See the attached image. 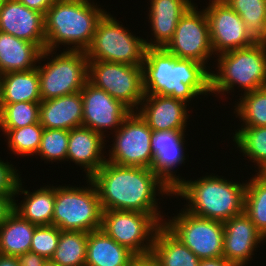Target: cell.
I'll return each mask as SVG.
<instances>
[{
    "instance_id": "obj_1",
    "label": "cell",
    "mask_w": 266,
    "mask_h": 266,
    "mask_svg": "<svg viewBox=\"0 0 266 266\" xmlns=\"http://www.w3.org/2000/svg\"><path fill=\"white\" fill-rule=\"evenodd\" d=\"M90 180L103 211H137L151 214L161 225L164 223L157 203L160 198L156 196L172 197L173 191L150 168L119 166L106 161Z\"/></svg>"
},
{
    "instance_id": "obj_2",
    "label": "cell",
    "mask_w": 266,
    "mask_h": 266,
    "mask_svg": "<svg viewBox=\"0 0 266 266\" xmlns=\"http://www.w3.org/2000/svg\"><path fill=\"white\" fill-rule=\"evenodd\" d=\"M142 70L145 95L169 96L186 104L198 95H210L208 68L164 48H146Z\"/></svg>"
},
{
    "instance_id": "obj_3",
    "label": "cell",
    "mask_w": 266,
    "mask_h": 266,
    "mask_svg": "<svg viewBox=\"0 0 266 266\" xmlns=\"http://www.w3.org/2000/svg\"><path fill=\"white\" fill-rule=\"evenodd\" d=\"M99 6L91 0L53 1L44 15L45 49L57 52L62 44L68 45L65 51L85 52L92 43L98 21L107 12Z\"/></svg>"
},
{
    "instance_id": "obj_4",
    "label": "cell",
    "mask_w": 266,
    "mask_h": 266,
    "mask_svg": "<svg viewBox=\"0 0 266 266\" xmlns=\"http://www.w3.org/2000/svg\"><path fill=\"white\" fill-rule=\"evenodd\" d=\"M219 175H206L197 180H185L174 189L173 196L187 201L189 213L224 222L244 212L246 182L233 181Z\"/></svg>"
},
{
    "instance_id": "obj_5",
    "label": "cell",
    "mask_w": 266,
    "mask_h": 266,
    "mask_svg": "<svg viewBox=\"0 0 266 266\" xmlns=\"http://www.w3.org/2000/svg\"><path fill=\"white\" fill-rule=\"evenodd\" d=\"M217 57L218 72L210 71V95L234 93L237 85L244 94L266 86L264 43L256 42L250 47L228 51Z\"/></svg>"
},
{
    "instance_id": "obj_6",
    "label": "cell",
    "mask_w": 266,
    "mask_h": 266,
    "mask_svg": "<svg viewBox=\"0 0 266 266\" xmlns=\"http://www.w3.org/2000/svg\"><path fill=\"white\" fill-rule=\"evenodd\" d=\"M85 180L88 187L55 186L52 225L61 231L89 233L101 229L103 210L98 193L90 178Z\"/></svg>"
},
{
    "instance_id": "obj_7",
    "label": "cell",
    "mask_w": 266,
    "mask_h": 266,
    "mask_svg": "<svg viewBox=\"0 0 266 266\" xmlns=\"http://www.w3.org/2000/svg\"><path fill=\"white\" fill-rule=\"evenodd\" d=\"M54 52L45 49L39 58L37 69L42 100L79 92L88 82L89 60L84 51L64 50L59 55ZM43 59H50V61L47 60L46 64H41L40 60L44 61Z\"/></svg>"
},
{
    "instance_id": "obj_8",
    "label": "cell",
    "mask_w": 266,
    "mask_h": 266,
    "mask_svg": "<svg viewBox=\"0 0 266 266\" xmlns=\"http://www.w3.org/2000/svg\"><path fill=\"white\" fill-rule=\"evenodd\" d=\"M120 23L109 12L102 16L92 43L85 51L88 60L142 66L147 48L144 39Z\"/></svg>"
},
{
    "instance_id": "obj_9",
    "label": "cell",
    "mask_w": 266,
    "mask_h": 266,
    "mask_svg": "<svg viewBox=\"0 0 266 266\" xmlns=\"http://www.w3.org/2000/svg\"><path fill=\"white\" fill-rule=\"evenodd\" d=\"M88 81L136 112L145 93L142 66L89 60Z\"/></svg>"
},
{
    "instance_id": "obj_10",
    "label": "cell",
    "mask_w": 266,
    "mask_h": 266,
    "mask_svg": "<svg viewBox=\"0 0 266 266\" xmlns=\"http://www.w3.org/2000/svg\"><path fill=\"white\" fill-rule=\"evenodd\" d=\"M163 225L200 260L223 257V222L201 218L181 209Z\"/></svg>"
},
{
    "instance_id": "obj_11",
    "label": "cell",
    "mask_w": 266,
    "mask_h": 266,
    "mask_svg": "<svg viewBox=\"0 0 266 266\" xmlns=\"http://www.w3.org/2000/svg\"><path fill=\"white\" fill-rule=\"evenodd\" d=\"M161 224L151 215L137 211L106 210L101 229L136 256L150 255L154 236Z\"/></svg>"
},
{
    "instance_id": "obj_12",
    "label": "cell",
    "mask_w": 266,
    "mask_h": 266,
    "mask_svg": "<svg viewBox=\"0 0 266 266\" xmlns=\"http://www.w3.org/2000/svg\"><path fill=\"white\" fill-rule=\"evenodd\" d=\"M197 7L194 3L179 19L172 40L164 49L177 58L194 60L211 70L207 62L215 54L208 20L204 8L198 11Z\"/></svg>"
},
{
    "instance_id": "obj_13",
    "label": "cell",
    "mask_w": 266,
    "mask_h": 266,
    "mask_svg": "<svg viewBox=\"0 0 266 266\" xmlns=\"http://www.w3.org/2000/svg\"><path fill=\"white\" fill-rule=\"evenodd\" d=\"M113 146L106 161L131 167L150 168L153 162L151 150L152 130L137 112H131L114 132Z\"/></svg>"
},
{
    "instance_id": "obj_14",
    "label": "cell",
    "mask_w": 266,
    "mask_h": 266,
    "mask_svg": "<svg viewBox=\"0 0 266 266\" xmlns=\"http://www.w3.org/2000/svg\"><path fill=\"white\" fill-rule=\"evenodd\" d=\"M205 7L211 44L216 56L254 45L257 41L247 31L240 16L223 0H209ZM219 53V54H218Z\"/></svg>"
},
{
    "instance_id": "obj_15",
    "label": "cell",
    "mask_w": 266,
    "mask_h": 266,
    "mask_svg": "<svg viewBox=\"0 0 266 266\" xmlns=\"http://www.w3.org/2000/svg\"><path fill=\"white\" fill-rule=\"evenodd\" d=\"M83 101L82 126L101 134L115 132L123 120L132 112L122 102L111 97L105 90L99 89L89 81L81 90ZM108 129V130H107Z\"/></svg>"
},
{
    "instance_id": "obj_16",
    "label": "cell",
    "mask_w": 266,
    "mask_h": 266,
    "mask_svg": "<svg viewBox=\"0 0 266 266\" xmlns=\"http://www.w3.org/2000/svg\"><path fill=\"white\" fill-rule=\"evenodd\" d=\"M185 132V130L152 131L150 139L153 153L151 170L172 191L183 181L175 172L177 166L186 162Z\"/></svg>"
},
{
    "instance_id": "obj_17",
    "label": "cell",
    "mask_w": 266,
    "mask_h": 266,
    "mask_svg": "<svg viewBox=\"0 0 266 266\" xmlns=\"http://www.w3.org/2000/svg\"><path fill=\"white\" fill-rule=\"evenodd\" d=\"M223 226V257L237 266H246L254 250L266 242L265 237L245 212L225 220Z\"/></svg>"
},
{
    "instance_id": "obj_18",
    "label": "cell",
    "mask_w": 266,
    "mask_h": 266,
    "mask_svg": "<svg viewBox=\"0 0 266 266\" xmlns=\"http://www.w3.org/2000/svg\"><path fill=\"white\" fill-rule=\"evenodd\" d=\"M0 31L45 50L44 14L24 6L19 0H5L0 13Z\"/></svg>"
},
{
    "instance_id": "obj_19",
    "label": "cell",
    "mask_w": 266,
    "mask_h": 266,
    "mask_svg": "<svg viewBox=\"0 0 266 266\" xmlns=\"http://www.w3.org/2000/svg\"><path fill=\"white\" fill-rule=\"evenodd\" d=\"M189 104L169 96L145 95L136 111L152 131L186 130Z\"/></svg>"
},
{
    "instance_id": "obj_20",
    "label": "cell",
    "mask_w": 266,
    "mask_h": 266,
    "mask_svg": "<svg viewBox=\"0 0 266 266\" xmlns=\"http://www.w3.org/2000/svg\"><path fill=\"white\" fill-rule=\"evenodd\" d=\"M105 138L84 126L69 130L67 161L70 160L77 166H81L86 173V178H90L106 162L105 153H103L106 145Z\"/></svg>"
},
{
    "instance_id": "obj_21",
    "label": "cell",
    "mask_w": 266,
    "mask_h": 266,
    "mask_svg": "<svg viewBox=\"0 0 266 266\" xmlns=\"http://www.w3.org/2000/svg\"><path fill=\"white\" fill-rule=\"evenodd\" d=\"M151 1V2H150ZM149 25L153 39H145L147 48H165L172 40L179 19L194 4L191 0H149Z\"/></svg>"
},
{
    "instance_id": "obj_22",
    "label": "cell",
    "mask_w": 266,
    "mask_h": 266,
    "mask_svg": "<svg viewBox=\"0 0 266 266\" xmlns=\"http://www.w3.org/2000/svg\"><path fill=\"white\" fill-rule=\"evenodd\" d=\"M39 123L44 129L71 130L82 126L83 101L81 91L58 98L42 100Z\"/></svg>"
},
{
    "instance_id": "obj_23",
    "label": "cell",
    "mask_w": 266,
    "mask_h": 266,
    "mask_svg": "<svg viewBox=\"0 0 266 266\" xmlns=\"http://www.w3.org/2000/svg\"><path fill=\"white\" fill-rule=\"evenodd\" d=\"M22 183L24 182L21 179L15 196L18 197L19 194H24V200L18 204L16 203L18 200H14V211L36 226L52 225L55 186H41L39 189L30 192L22 187Z\"/></svg>"
},
{
    "instance_id": "obj_24",
    "label": "cell",
    "mask_w": 266,
    "mask_h": 266,
    "mask_svg": "<svg viewBox=\"0 0 266 266\" xmlns=\"http://www.w3.org/2000/svg\"><path fill=\"white\" fill-rule=\"evenodd\" d=\"M43 49L39 45L0 31V72L29 71L36 68Z\"/></svg>"
},
{
    "instance_id": "obj_25",
    "label": "cell",
    "mask_w": 266,
    "mask_h": 266,
    "mask_svg": "<svg viewBox=\"0 0 266 266\" xmlns=\"http://www.w3.org/2000/svg\"><path fill=\"white\" fill-rule=\"evenodd\" d=\"M135 257L102 229L88 233L85 266H130Z\"/></svg>"
},
{
    "instance_id": "obj_26",
    "label": "cell",
    "mask_w": 266,
    "mask_h": 266,
    "mask_svg": "<svg viewBox=\"0 0 266 266\" xmlns=\"http://www.w3.org/2000/svg\"><path fill=\"white\" fill-rule=\"evenodd\" d=\"M151 255L160 266H199L201 261L163 224L154 236Z\"/></svg>"
},
{
    "instance_id": "obj_27",
    "label": "cell",
    "mask_w": 266,
    "mask_h": 266,
    "mask_svg": "<svg viewBox=\"0 0 266 266\" xmlns=\"http://www.w3.org/2000/svg\"><path fill=\"white\" fill-rule=\"evenodd\" d=\"M36 227L13 211L0 225V254L17 257L30 251Z\"/></svg>"
},
{
    "instance_id": "obj_28",
    "label": "cell",
    "mask_w": 266,
    "mask_h": 266,
    "mask_svg": "<svg viewBox=\"0 0 266 266\" xmlns=\"http://www.w3.org/2000/svg\"><path fill=\"white\" fill-rule=\"evenodd\" d=\"M37 67L29 71L3 74L0 103L41 102Z\"/></svg>"
},
{
    "instance_id": "obj_29",
    "label": "cell",
    "mask_w": 266,
    "mask_h": 266,
    "mask_svg": "<svg viewBox=\"0 0 266 266\" xmlns=\"http://www.w3.org/2000/svg\"><path fill=\"white\" fill-rule=\"evenodd\" d=\"M232 138L237 150L257 164L255 172L266 173V126L238 128Z\"/></svg>"
},
{
    "instance_id": "obj_30",
    "label": "cell",
    "mask_w": 266,
    "mask_h": 266,
    "mask_svg": "<svg viewBox=\"0 0 266 266\" xmlns=\"http://www.w3.org/2000/svg\"><path fill=\"white\" fill-rule=\"evenodd\" d=\"M244 212L266 239V173H255L246 182Z\"/></svg>"
},
{
    "instance_id": "obj_31",
    "label": "cell",
    "mask_w": 266,
    "mask_h": 266,
    "mask_svg": "<svg viewBox=\"0 0 266 266\" xmlns=\"http://www.w3.org/2000/svg\"><path fill=\"white\" fill-rule=\"evenodd\" d=\"M88 232L61 231L54 255L50 259L60 266H85Z\"/></svg>"
},
{
    "instance_id": "obj_32",
    "label": "cell",
    "mask_w": 266,
    "mask_h": 266,
    "mask_svg": "<svg viewBox=\"0 0 266 266\" xmlns=\"http://www.w3.org/2000/svg\"><path fill=\"white\" fill-rule=\"evenodd\" d=\"M239 100L234 106V114L243 122L241 127L266 126V86L241 93Z\"/></svg>"
},
{
    "instance_id": "obj_33",
    "label": "cell",
    "mask_w": 266,
    "mask_h": 266,
    "mask_svg": "<svg viewBox=\"0 0 266 266\" xmlns=\"http://www.w3.org/2000/svg\"><path fill=\"white\" fill-rule=\"evenodd\" d=\"M243 20L247 31L258 42L264 36L266 21L265 0H223Z\"/></svg>"
},
{
    "instance_id": "obj_34",
    "label": "cell",
    "mask_w": 266,
    "mask_h": 266,
    "mask_svg": "<svg viewBox=\"0 0 266 266\" xmlns=\"http://www.w3.org/2000/svg\"><path fill=\"white\" fill-rule=\"evenodd\" d=\"M5 134L8 149L15 155L28 157L37 154L40 146V141L44 131L40 123H34L29 126L17 129H0Z\"/></svg>"
},
{
    "instance_id": "obj_35",
    "label": "cell",
    "mask_w": 266,
    "mask_h": 266,
    "mask_svg": "<svg viewBox=\"0 0 266 266\" xmlns=\"http://www.w3.org/2000/svg\"><path fill=\"white\" fill-rule=\"evenodd\" d=\"M40 102L0 103V129H17L39 123Z\"/></svg>"
},
{
    "instance_id": "obj_36",
    "label": "cell",
    "mask_w": 266,
    "mask_h": 266,
    "mask_svg": "<svg viewBox=\"0 0 266 266\" xmlns=\"http://www.w3.org/2000/svg\"><path fill=\"white\" fill-rule=\"evenodd\" d=\"M68 140V130L44 129L36 155L45 162L67 161Z\"/></svg>"
},
{
    "instance_id": "obj_37",
    "label": "cell",
    "mask_w": 266,
    "mask_h": 266,
    "mask_svg": "<svg viewBox=\"0 0 266 266\" xmlns=\"http://www.w3.org/2000/svg\"><path fill=\"white\" fill-rule=\"evenodd\" d=\"M60 239V229L54 225L37 226L33 233L30 251L50 260Z\"/></svg>"
},
{
    "instance_id": "obj_38",
    "label": "cell",
    "mask_w": 266,
    "mask_h": 266,
    "mask_svg": "<svg viewBox=\"0 0 266 266\" xmlns=\"http://www.w3.org/2000/svg\"><path fill=\"white\" fill-rule=\"evenodd\" d=\"M13 166L0 159V195H15L16 193L21 176Z\"/></svg>"
},
{
    "instance_id": "obj_39",
    "label": "cell",
    "mask_w": 266,
    "mask_h": 266,
    "mask_svg": "<svg viewBox=\"0 0 266 266\" xmlns=\"http://www.w3.org/2000/svg\"><path fill=\"white\" fill-rule=\"evenodd\" d=\"M19 266H44L48 261L39 254L28 251L16 257Z\"/></svg>"
},
{
    "instance_id": "obj_40",
    "label": "cell",
    "mask_w": 266,
    "mask_h": 266,
    "mask_svg": "<svg viewBox=\"0 0 266 266\" xmlns=\"http://www.w3.org/2000/svg\"><path fill=\"white\" fill-rule=\"evenodd\" d=\"M15 195H0V225L14 211Z\"/></svg>"
},
{
    "instance_id": "obj_41",
    "label": "cell",
    "mask_w": 266,
    "mask_h": 266,
    "mask_svg": "<svg viewBox=\"0 0 266 266\" xmlns=\"http://www.w3.org/2000/svg\"><path fill=\"white\" fill-rule=\"evenodd\" d=\"M24 6L46 14L48 8L52 5L53 0H19Z\"/></svg>"
},
{
    "instance_id": "obj_42",
    "label": "cell",
    "mask_w": 266,
    "mask_h": 266,
    "mask_svg": "<svg viewBox=\"0 0 266 266\" xmlns=\"http://www.w3.org/2000/svg\"><path fill=\"white\" fill-rule=\"evenodd\" d=\"M130 266H160L159 263L153 258V256H136Z\"/></svg>"
},
{
    "instance_id": "obj_43",
    "label": "cell",
    "mask_w": 266,
    "mask_h": 266,
    "mask_svg": "<svg viewBox=\"0 0 266 266\" xmlns=\"http://www.w3.org/2000/svg\"><path fill=\"white\" fill-rule=\"evenodd\" d=\"M199 266H237L235 263L229 262L224 257L203 259Z\"/></svg>"
},
{
    "instance_id": "obj_44",
    "label": "cell",
    "mask_w": 266,
    "mask_h": 266,
    "mask_svg": "<svg viewBox=\"0 0 266 266\" xmlns=\"http://www.w3.org/2000/svg\"><path fill=\"white\" fill-rule=\"evenodd\" d=\"M0 266H19L17 258L0 254Z\"/></svg>"
},
{
    "instance_id": "obj_45",
    "label": "cell",
    "mask_w": 266,
    "mask_h": 266,
    "mask_svg": "<svg viewBox=\"0 0 266 266\" xmlns=\"http://www.w3.org/2000/svg\"><path fill=\"white\" fill-rule=\"evenodd\" d=\"M258 42L264 43L266 45V21H265L264 36Z\"/></svg>"
},
{
    "instance_id": "obj_46",
    "label": "cell",
    "mask_w": 266,
    "mask_h": 266,
    "mask_svg": "<svg viewBox=\"0 0 266 266\" xmlns=\"http://www.w3.org/2000/svg\"><path fill=\"white\" fill-rule=\"evenodd\" d=\"M2 80H3V74L0 72V100H1V94H2Z\"/></svg>"
},
{
    "instance_id": "obj_47",
    "label": "cell",
    "mask_w": 266,
    "mask_h": 266,
    "mask_svg": "<svg viewBox=\"0 0 266 266\" xmlns=\"http://www.w3.org/2000/svg\"><path fill=\"white\" fill-rule=\"evenodd\" d=\"M44 266H60V265L52 262L51 260H48Z\"/></svg>"
},
{
    "instance_id": "obj_48",
    "label": "cell",
    "mask_w": 266,
    "mask_h": 266,
    "mask_svg": "<svg viewBox=\"0 0 266 266\" xmlns=\"http://www.w3.org/2000/svg\"><path fill=\"white\" fill-rule=\"evenodd\" d=\"M4 2H5V0H0V13L2 11V7H3Z\"/></svg>"
}]
</instances>
